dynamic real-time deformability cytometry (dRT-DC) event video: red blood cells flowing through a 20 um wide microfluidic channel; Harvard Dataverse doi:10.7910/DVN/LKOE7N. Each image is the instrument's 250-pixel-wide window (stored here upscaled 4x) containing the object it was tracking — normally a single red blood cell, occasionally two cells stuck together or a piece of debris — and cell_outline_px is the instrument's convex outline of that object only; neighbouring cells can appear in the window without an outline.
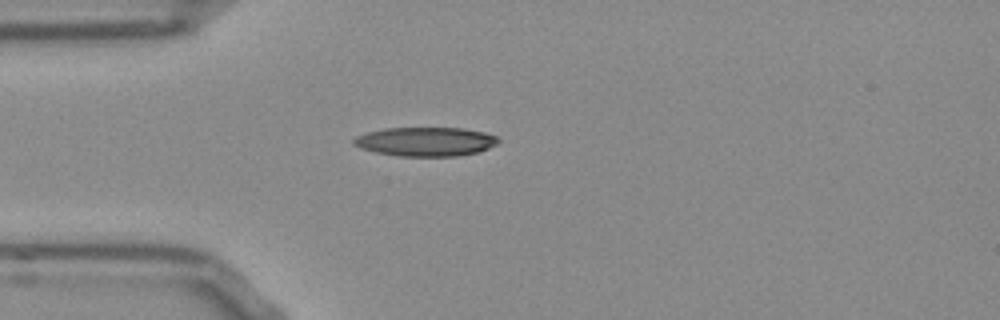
{"species": "Egyptian fruit bat (a non-hibernating species)", "species_latin": "Rousettus aegyptiacus", "temperature_condition": "room temperature", "stored_images_in_passage": 40, "camera_frame_rate_fps": 3000, "um_per_image_px": 0.085, "frame": {"image": 1, "passage_image": 1, "time_ms": 0.0, "image_size_px": [1000, 320], "cell_outline_px": [[500, 140], [496, 144], [488, 148], [476, 152], [456, 156], [400, 156], [376, 152], [360, 148], [352, 144], [352, 140], [356, 136], [368, 132], [384, 128], [464, 128], [484, 132], [496, 136]], "centroid_in_image_um": [36.15, 12.03], "position_along_channel_um": 48.8, "area_um2": 24.39}}
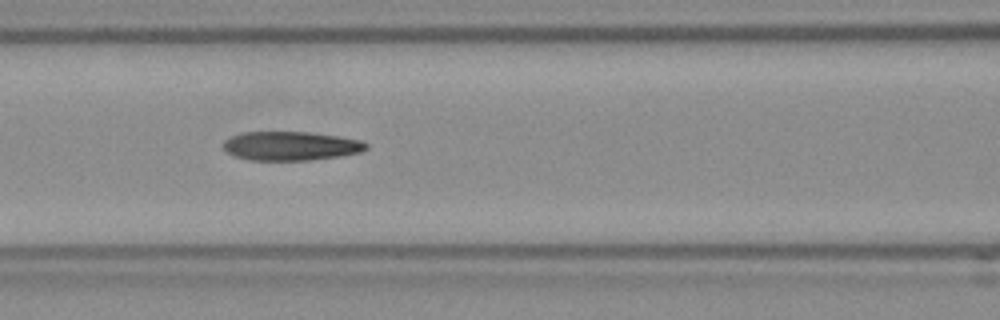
{"frame": {"image": 2, "passage_image": 9, "time_ms": 2.667, "image_size_px": [1000, 320], "cell_outline_px": [[368, 148], [360, 152], [340, 156], [308, 160], [248, 160], [232, 156], [224, 148], [224, 140], [232, 136], [244, 132], [308, 132], [336, 136], [360, 140], [368, 144]], "centroid_in_image_um": [24.7, 12.41], "position_along_channel_um": 141.9, "area_um2": 23.99}}
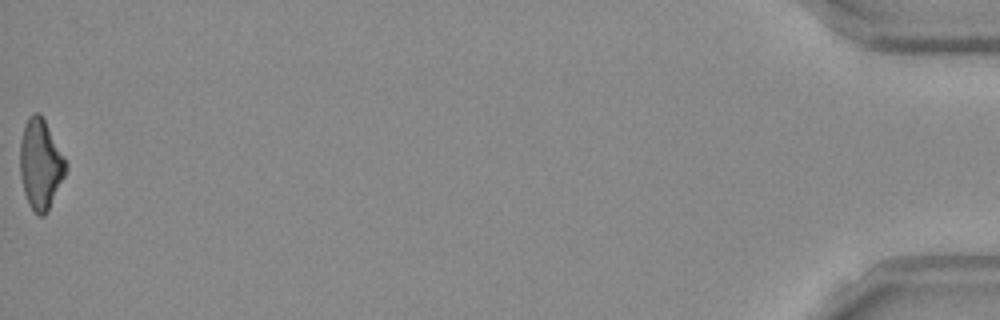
{"frame": {"image": 3, "passage_image": 40, "time_ms": 13.0, "image_size_px": [1000, 320], "cell_outline_px": [[68, 168], [48, 212], [44, 216], [40, 216], [28, 204], [24, 192], [20, 176], [20, 140], [28, 116], [32, 112], [40, 112], [64, 156], [68, 164]], "centroid_in_image_um": [3.45, 13.96], "position_along_channel_um": 431.8, "area_um2": 24.1}, "authors_computed_cell_mechanics": {"area_um2": 24.5361, "velocity_mm_per_s": 3.828, "shape_relaxation_time_tau1_ms": 7.1225, "shape_relaxation_time_tau2_ms": 3.8476, "deformation_change_tau1": 0.2103, "deformation_change_tau2": 0.1491}}